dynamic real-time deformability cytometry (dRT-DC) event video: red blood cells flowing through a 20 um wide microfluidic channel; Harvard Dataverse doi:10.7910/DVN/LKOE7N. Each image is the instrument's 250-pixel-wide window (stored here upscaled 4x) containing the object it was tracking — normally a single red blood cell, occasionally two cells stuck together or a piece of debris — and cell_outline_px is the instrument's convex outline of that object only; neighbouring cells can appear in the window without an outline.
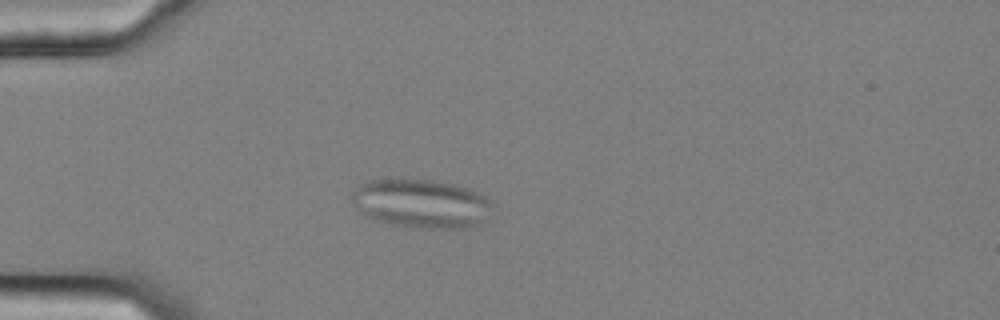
{"species": "common noctule bat (a hibernating species)", "species_latin": "Nyctalus noctula", "temperature_condition": "cold", "stored_images_in_passage": 42, "camera_frame_rate_fps": 3000, "um_per_image_px": 0.085, "animal": {"sex": "female", "body_mass_g": 25.1}, "frame": {"image": 1, "passage_image": 1, "time_ms": 0.0, "image_size_px": [1000, 320], "cell_outline_px": [[496, 204], [480, 224], [472, 228], [416, 228], [376, 220], [360, 212], [352, 200], [352, 192], [360, 184], [368, 180], [428, 180], [452, 184], [468, 188], [488, 196]], "centroid_in_image_um": [35.88, 17.31], "position_along_channel_um": 49.1, "area_um2": 39.88}}
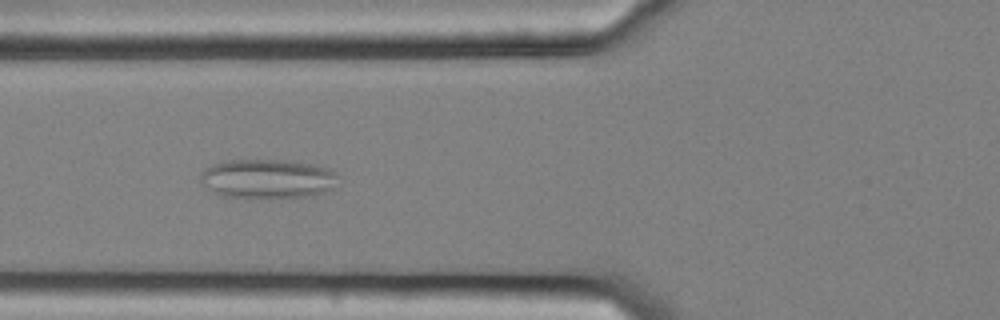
{"frame": {"image": 2, "passage_image": 7, "time_ms": 2.0, "image_size_px": [1000, 320], "cell_outline_px": [[336, 176], [332, 188], [324, 192], [312, 196], [268, 200], [248, 200], [220, 196], [212, 192], [200, 184], [200, 172], [204, 168], [212, 164], [224, 160], [296, 160], [316, 164], [328, 168]], "centroid_in_image_um": [22.65, 15.23], "position_along_channel_um": 103.2, "area_um2": 32.95}}
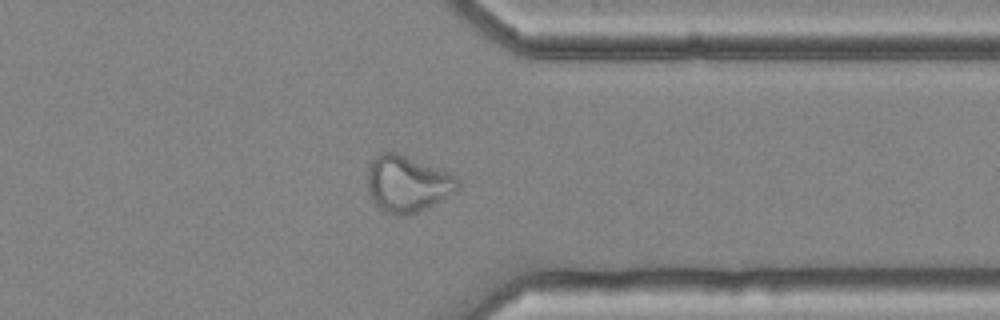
{"frame": {"image": 3, "passage_image": 30, "time_ms": 9.667, "image_size_px": [1000, 320], "cell_outline_px": [[460, 188], [456, 192], [408, 216], [400, 216], [384, 212], [372, 200], [368, 192], [368, 164], [376, 156], [384, 152], [396, 152], [448, 172], [456, 176], [460, 180]], "centroid_in_image_um": [34.62, 15.63], "position_along_channel_um": 376.8, "area_um2": 29.59}, "authors_computed_cell_mechanics": {"area_um2": 29.3046, "velocity_mm_per_s": 3.5925, "shape_relaxation_time_tau1_ms": null, "shape_relaxation_time_tau2_ms": 2.0318, "deformation_change_tau1": null, "deformation_change_tau2": 0.0835}}